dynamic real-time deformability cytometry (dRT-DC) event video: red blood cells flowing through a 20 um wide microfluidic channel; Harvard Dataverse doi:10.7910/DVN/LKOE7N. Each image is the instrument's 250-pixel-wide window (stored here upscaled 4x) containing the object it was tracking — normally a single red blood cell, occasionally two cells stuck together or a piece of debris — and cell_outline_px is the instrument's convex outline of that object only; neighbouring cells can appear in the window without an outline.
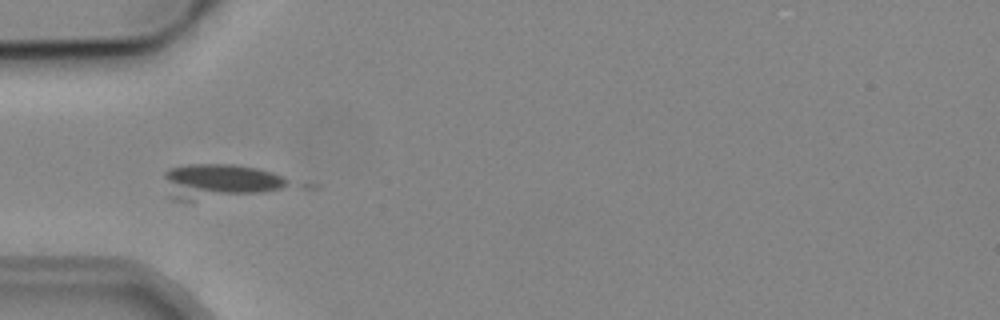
{"species": "common noctule bat (a hibernating species)", "species_latin": "Nyctalus noctula", "temperature_condition": "cold", "stored_images_in_passage": 4, "camera_frame_rate_fps": 3000, "um_per_image_px": 0.085, "animal": {"sex": "male", "body_mass_g": 19.2, "forearm_length_mm": 51.8}, "frame": {"image": 1, "passage_image": 4, "time_ms": 3.333, "image_size_px": [1000, 320], "cell_outline_px": [[288, 184], [280, 188], [260, 192], [192, 200], [172, 200], [168, 196], [164, 176], [164, 172], [168, 168], [188, 164], [232, 164], [256, 168], [272, 172], [288, 180]], "centroid_in_image_um": [18.55, 15.39], "position_along_channel_um": 66.4, "area_um2": 24.68}}